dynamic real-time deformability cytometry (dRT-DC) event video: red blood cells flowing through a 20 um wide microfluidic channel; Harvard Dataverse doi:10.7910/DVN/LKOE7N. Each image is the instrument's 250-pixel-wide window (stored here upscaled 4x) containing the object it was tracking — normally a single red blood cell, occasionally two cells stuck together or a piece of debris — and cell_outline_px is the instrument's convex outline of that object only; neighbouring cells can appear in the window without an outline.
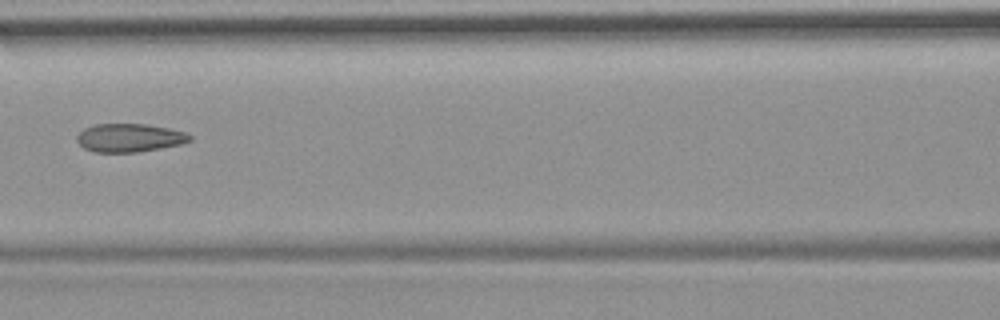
{"species": "common noctule bat (a hibernating species)", "species_latin": "Nyctalus noctula", "temperature_condition": "room temperature", "stored_images_in_passage": 7, "camera_frame_rate_fps": 3000, "um_per_image_px": 0.085, "animal": {"sex": "female", "body_mass_g": 19.9}, "frame": {"image": 1, "passage_image": 7, "time_ms": 7.667, "image_size_px": [1000, 320], "cell_outline_px": [[192, 140], [180, 144], [160, 148], [136, 152], [96, 152], [84, 148], [76, 140], [76, 136], [84, 128], [96, 124], [148, 124], [168, 128], [184, 132], [192, 136]], "centroid_in_image_um": [10.99, 11.71], "position_along_channel_um": 155.6, "area_um2": 18.55}}